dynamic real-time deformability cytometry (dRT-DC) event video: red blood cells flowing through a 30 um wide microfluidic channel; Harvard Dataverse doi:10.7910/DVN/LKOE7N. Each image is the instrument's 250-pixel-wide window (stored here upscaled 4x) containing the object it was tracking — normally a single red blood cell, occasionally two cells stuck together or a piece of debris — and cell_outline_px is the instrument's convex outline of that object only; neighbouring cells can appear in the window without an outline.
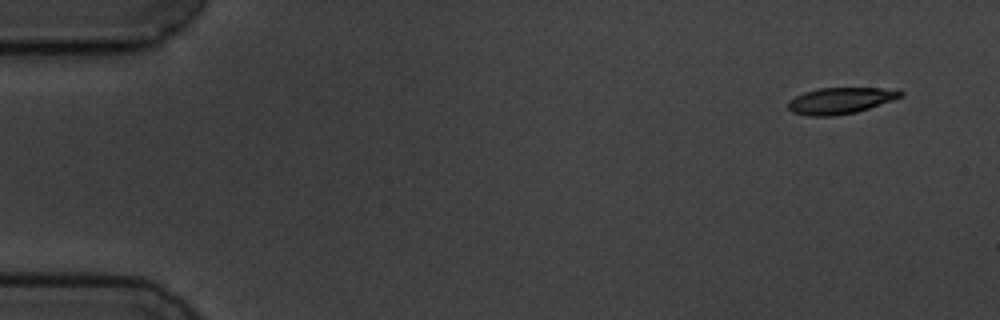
{"species": "common noctule bat (a hibernating species)", "species_latin": "Nyctalus noctula", "temperature_condition": "cold", "stored_images_in_passage": 9, "camera_frame_rate_fps": 3000, "um_per_image_px": 0.085, "animal": {"sex": "male", "body_mass_g": 19.5, "forearm_length_mm": 54.6}, "frame": {"image": 1, "passage_image": 1, "time_ms": 0.0, "image_size_px": [1000, 320], "cell_outline_px": [[904, 96], [856, 112], [832, 116], [808, 116], [792, 112], [788, 108], [788, 100], [804, 92], [820, 88], [896, 88], [904, 92]], "centroid_in_image_um": [71.45, 8.54], "position_along_channel_um": 13.6, "area_um2": 17.28}}
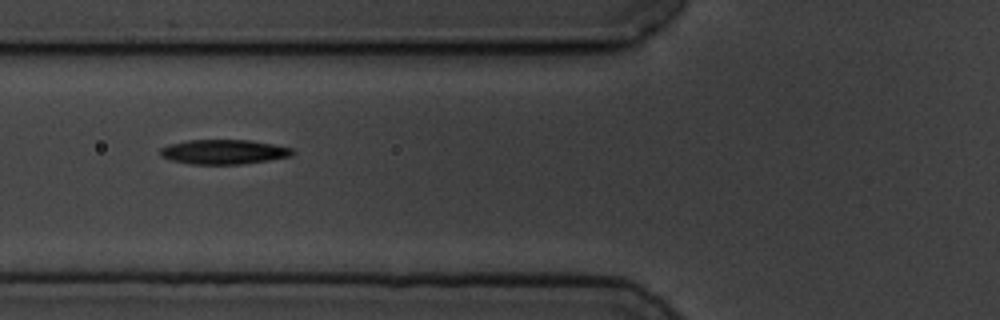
{"frame": {"image": 2, "passage_image": 6, "time_ms": 6.0, "image_size_px": [1000, 320], "cell_outline_px": [[296, 152], [288, 156], [268, 160], [240, 164], [192, 164], [172, 160], [160, 156], [160, 148], [168, 144], [188, 140], [248, 140], [272, 144], [292, 148]], "centroid_in_image_um": [18.98, 12.9], "position_along_channel_um": 106.8, "area_um2": 18.79}}
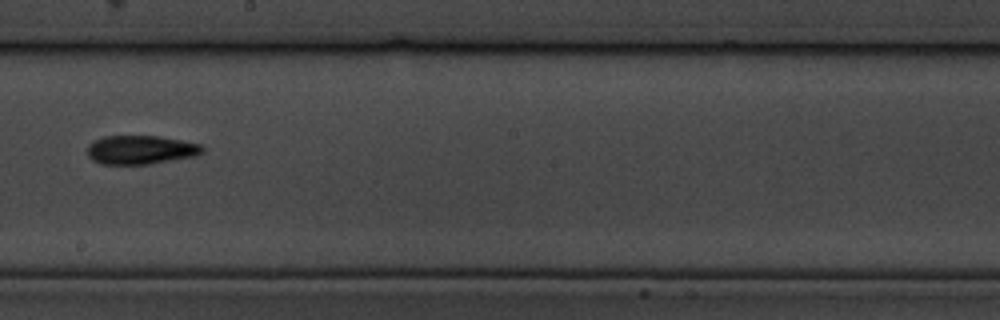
{"frame": {"image": 3, "passage_image": 9, "time_ms": 9.667, "image_size_px": [1000, 320], "cell_outline_px": [[204, 152], [196, 156], [148, 164], [100, 164], [92, 160], [88, 156], [88, 144], [104, 136], [156, 136], [180, 140], [200, 144], [204, 148]], "centroid_in_image_um": [11.96, 12.74], "position_along_channel_um": 236.2, "area_um2": 19.25}}